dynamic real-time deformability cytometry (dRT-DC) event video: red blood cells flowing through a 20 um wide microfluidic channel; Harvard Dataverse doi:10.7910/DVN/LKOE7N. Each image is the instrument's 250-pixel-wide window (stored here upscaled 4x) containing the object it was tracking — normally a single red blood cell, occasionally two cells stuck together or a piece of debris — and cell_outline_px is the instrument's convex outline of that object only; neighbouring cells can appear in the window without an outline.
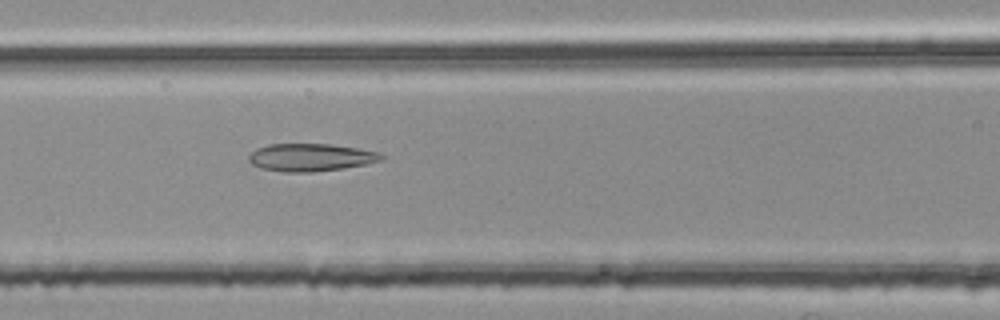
{"species": "common noctule bat (a hibernating species)", "species_latin": "Nyctalus noctula", "temperature_condition": "room temperature", "stored_images_in_passage": 34, "camera_frame_rate_fps": 3000, "um_per_image_px": 0.085, "animal": {"sex": "female", "body_mass_g": 25.1}, "frame": {"image": 1, "passage_image": 8, "time_ms": 2.333, "image_size_px": [1000, 320], "cell_outline_px": [[384, 156], [380, 160], [364, 164], [344, 168], [312, 172], [284, 172], [260, 168], [252, 164], [248, 160], [248, 156], [256, 148], [268, 144], [332, 144], [360, 148], [376, 152]], "centroid_in_image_um": [26.36, 13.37], "position_along_channel_um": 140.2, "area_um2": 21.33}}
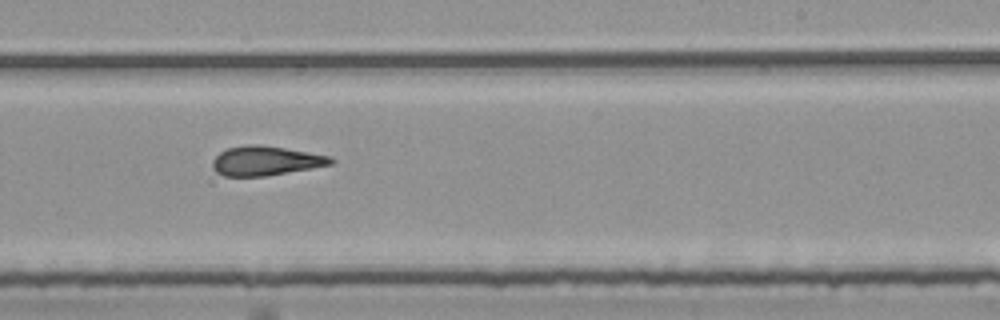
{"frame": {"image": 2, "passage_image": 18, "time_ms": 5.667, "image_size_px": [1000, 320], "cell_outline_px": [[336, 164], [264, 176], [224, 176], [216, 172], [212, 164], [212, 160], [220, 152], [228, 148], [244, 144], [260, 144], [332, 156], [336, 160]], "centroid_in_image_um": [22.62, 13.66], "position_along_channel_um": 266.4, "area_um2": 20.4}}
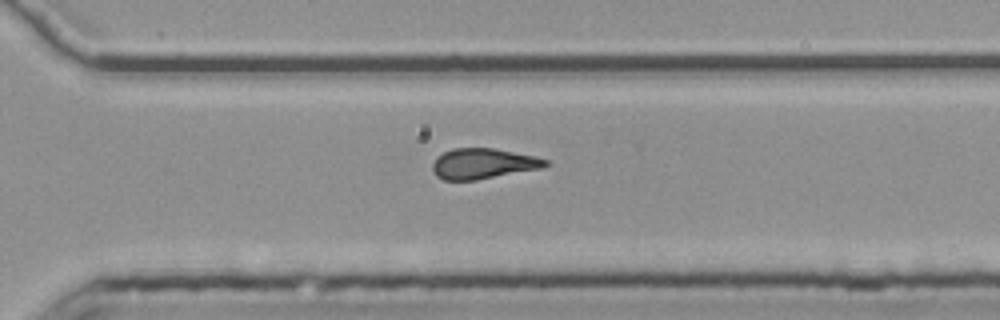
{"frame": {"image": 3, "passage_image": 23, "time_ms": 7.333, "image_size_px": [1000, 320], "cell_outline_px": [[552, 164], [540, 168], [476, 180], [444, 180], [436, 176], [432, 172], [432, 164], [436, 156], [452, 148], [496, 148], [536, 156], [548, 160]], "centroid_in_image_um": [41.05, 13.9], "position_along_channel_um": 329.5, "area_um2": 20.23}, "authors_computed_cell_mechanics": {"area_um2": 20.6924, "velocity_mm_per_s": 3.8018, "shape_relaxation_time_tau1_ms": null, "shape_relaxation_time_tau2_ms": 2.9983, "deformation_change_tau1": null, "deformation_change_tau2": 0.1411}}